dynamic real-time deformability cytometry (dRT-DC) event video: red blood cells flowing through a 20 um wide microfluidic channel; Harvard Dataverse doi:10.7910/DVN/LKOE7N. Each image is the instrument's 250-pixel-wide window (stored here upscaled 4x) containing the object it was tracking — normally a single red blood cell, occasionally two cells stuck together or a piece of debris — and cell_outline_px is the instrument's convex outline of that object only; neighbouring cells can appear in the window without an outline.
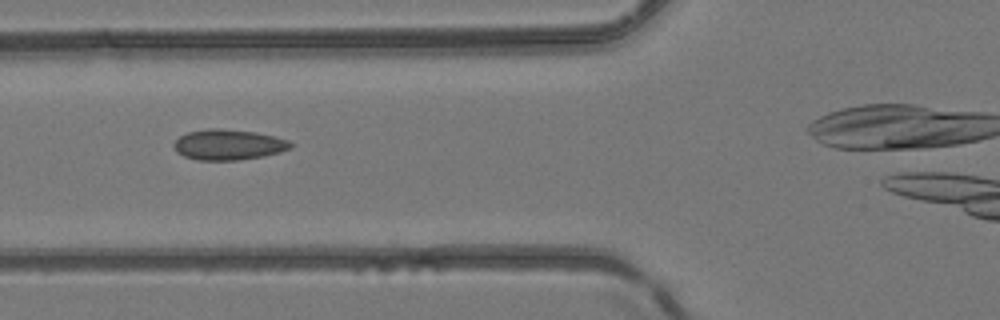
{"species": "common noctule bat (a hibernating species)", "species_latin": "Nyctalus noctula", "temperature_condition": "room temperature", "stored_images_in_passage": 3, "camera_frame_rate_fps": 3000, "um_per_image_px": 0.085, "animal": {"sex": "female", "body_mass_g": 24.6, "forearm_length_mm": 56.2}, "frame": {"image": 1, "passage_image": 3, "time_ms": 2.333, "image_size_px": [1000, 320], "cell_outline_px": [[296, 144], [292, 148], [280, 152], [264, 156], [236, 160], [196, 160], [184, 156], [176, 152], [172, 144], [180, 136], [188, 132], [208, 128], [220, 128], [256, 132], [288, 140]], "centroid_in_image_um": [19.42, 12.3], "position_along_channel_um": 106.4, "area_um2": 20.92}}